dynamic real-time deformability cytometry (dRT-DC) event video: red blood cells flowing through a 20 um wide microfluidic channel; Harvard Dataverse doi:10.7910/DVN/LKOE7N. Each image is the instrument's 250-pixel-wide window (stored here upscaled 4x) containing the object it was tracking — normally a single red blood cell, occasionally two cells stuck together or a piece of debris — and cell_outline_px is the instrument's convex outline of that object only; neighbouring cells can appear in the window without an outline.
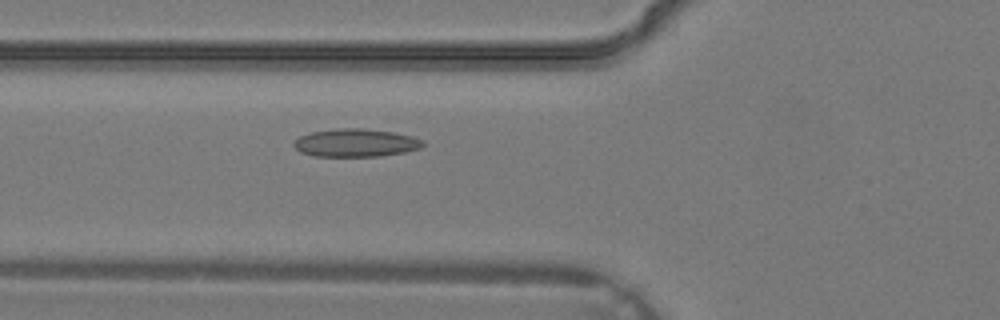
{"species": "common noctule bat (a hibernating species)", "species_latin": "Nyctalus noctula", "temperature_condition": "warm", "stored_images_in_passage": 38, "camera_frame_rate_fps": 3000, "um_per_image_px": 0.085, "animal": {"sex": "male", "body_mass_g": 19.2, "forearm_length_mm": 51.8}, "frame": {"image": 1, "passage_image": 15, "time_ms": 4.667, "image_size_px": [1000, 320], "cell_outline_px": [[424, 144], [420, 148], [404, 152], [380, 156], [312, 156], [300, 152], [292, 144], [300, 136], [308, 132], [336, 128], [364, 128], [392, 132], [412, 136], [424, 140]], "centroid_in_image_um": [30.21, 12.13], "position_along_channel_um": 95.6, "area_um2": 21.15}}
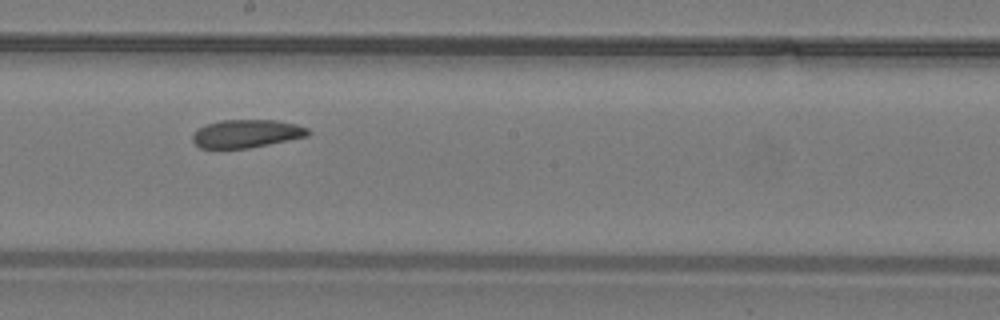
{"frame": {"image": 2, "passage_image": 22, "time_ms": 7.0, "image_size_px": [1000, 320], "cell_outline_px": [[312, 132], [308, 136], [248, 148], [200, 148], [192, 140], [192, 136], [200, 128], [208, 124], [220, 120], [276, 120], [296, 124], [308, 128]], "centroid_in_image_um": [20.99, 11.35], "position_along_channel_um": 227.2, "area_um2": 18.73}}
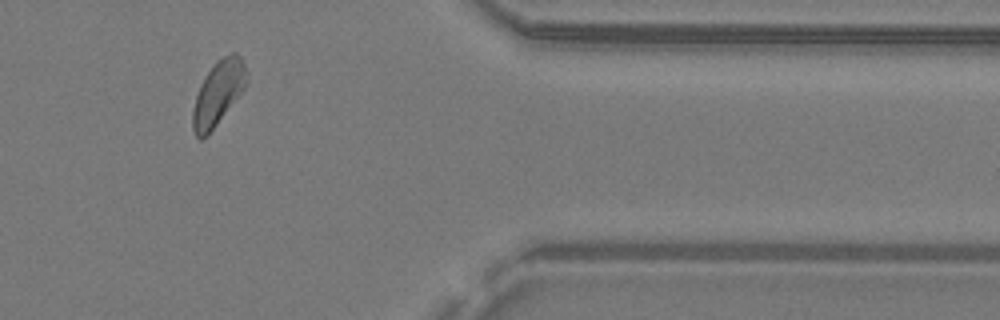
{"frame": {"image": 3, "passage_image": 32, "time_ms": 10.333, "image_size_px": [1000, 320], "cell_outline_px": [[244, 88], [208, 136], [200, 140], [196, 136], [192, 128], [192, 112], [196, 96], [200, 84], [204, 76], [216, 60], [232, 52], [236, 52], [240, 56], [244, 64]], "centroid_in_image_um": [18.48, 7.94], "position_along_channel_um": 392.9, "area_um2": 19.83}}